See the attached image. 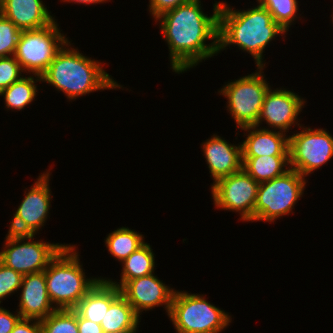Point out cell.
Here are the masks:
<instances>
[{
    "mask_svg": "<svg viewBox=\"0 0 333 333\" xmlns=\"http://www.w3.org/2000/svg\"><path fill=\"white\" fill-rule=\"evenodd\" d=\"M220 6L221 2L215 1L213 13L208 16L202 10L201 0H192L154 20L168 44L173 72L185 73L217 56ZM208 40L211 43L206 44Z\"/></svg>",
    "mask_w": 333,
    "mask_h": 333,
    "instance_id": "cell-1",
    "label": "cell"
},
{
    "mask_svg": "<svg viewBox=\"0 0 333 333\" xmlns=\"http://www.w3.org/2000/svg\"><path fill=\"white\" fill-rule=\"evenodd\" d=\"M247 10L233 9L226 1L219 9L218 51L230 46L249 53L256 67H265L263 56L267 45L287 32L277 24L272 15L259 3ZM230 6V7H229Z\"/></svg>",
    "mask_w": 333,
    "mask_h": 333,
    "instance_id": "cell-2",
    "label": "cell"
},
{
    "mask_svg": "<svg viewBox=\"0 0 333 333\" xmlns=\"http://www.w3.org/2000/svg\"><path fill=\"white\" fill-rule=\"evenodd\" d=\"M72 45L68 40L57 52L41 75V82L63 92L68 101L98 90H117L123 87L104 70L102 62L91 59Z\"/></svg>",
    "mask_w": 333,
    "mask_h": 333,
    "instance_id": "cell-3",
    "label": "cell"
},
{
    "mask_svg": "<svg viewBox=\"0 0 333 333\" xmlns=\"http://www.w3.org/2000/svg\"><path fill=\"white\" fill-rule=\"evenodd\" d=\"M75 245H65L45 272L48 297L57 309H74L103 277H87ZM87 277V278H86Z\"/></svg>",
    "mask_w": 333,
    "mask_h": 333,
    "instance_id": "cell-4",
    "label": "cell"
},
{
    "mask_svg": "<svg viewBox=\"0 0 333 333\" xmlns=\"http://www.w3.org/2000/svg\"><path fill=\"white\" fill-rule=\"evenodd\" d=\"M176 333H220L232 321L229 312L208 302L205 295L175 290L168 314Z\"/></svg>",
    "mask_w": 333,
    "mask_h": 333,
    "instance_id": "cell-5",
    "label": "cell"
},
{
    "mask_svg": "<svg viewBox=\"0 0 333 333\" xmlns=\"http://www.w3.org/2000/svg\"><path fill=\"white\" fill-rule=\"evenodd\" d=\"M306 178L294 169L283 175L259 183L255 203V221L274 223L285 215L293 214L294 205L303 196Z\"/></svg>",
    "mask_w": 333,
    "mask_h": 333,
    "instance_id": "cell-6",
    "label": "cell"
},
{
    "mask_svg": "<svg viewBox=\"0 0 333 333\" xmlns=\"http://www.w3.org/2000/svg\"><path fill=\"white\" fill-rule=\"evenodd\" d=\"M263 70L264 67H257L256 72L228 81L218 90L219 95L227 98L226 110L237 129L257 124L265 95L271 87Z\"/></svg>",
    "mask_w": 333,
    "mask_h": 333,
    "instance_id": "cell-7",
    "label": "cell"
},
{
    "mask_svg": "<svg viewBox=\"0 0 333 333\" xmlns=\"http://www.w3.org/2000/svg\"><path fill=\"white\" fill-rule=\"evenodd\" d=\"M56 19L48 26L21 32L14 54L23 73L41 76L69 40Z\"/></svg>",
    "mask_w": 333,
    "mask_h": 333,
    "instance_id": "cell-8",
    "label": "cell"
},
{
    "mask_svg": "<svg viewBox=\"0 0 333 333\" xmlns=\"http://www.w3.org/2000/svg\"><path fill=\"white\" fill-rule=\"evenodd\" d=\"M35 235L8 232L0 250V261L21 275L44 271L50 261L67 245L35 240Z\"/></svg>",
    "mask_w": 333,
    "mask_h": 333,
    "instance_id": "cell-9",
    "label": "cell"
},
{
    "mask_svg": "<svg viewBox=\"0 0 333 333\" xmlns=\"http://www.w3.org/2000/svg\"><path fill=\"white\" fill-rule=\"evenodd\" d=\"M302 126L289 135V166L306 178L333 158V137L326 129Z\"/></svg>",
    "mask_w": 333,
    "mask_h": 333,
    "instance_id": "cell-10",
    "label": "cell"
},
{
    "mask_svg": "<svg viewBox=\"0 0 333 333\" xmlns=\"http://www.w3.org/2000/svg\"><path fill=\"white\" fill-rule=\"evenodd\" d=\"M259 183L245 170L211 184L213 204L217 209L240 214V221L255 222V203Z\"/></svg>",
    "mask_w": 333,
    "mask_h": 333,
    "instance_id": "cell-11",
    "label": "cell"
},
{
    "mask_svg": "<svg viewBox=\"0 0 333 333\" xmlns=\"http://www.w3.org/2000/svg\"><path fill=\"white\" fill-rule=\"evenodd\" d=\"M51 168L40 174L30 189L25 188L22 202L13 213L8 232L14 234H39L47 222L51 208Z\"/></svg>",
    "mask_w": 333,
    "mask_h": 333,
    "instance_id": "cell-12",
    "label": "cell"
},
{
    "mask_svg": "<svg viewBox=\"0 0 333 333\" xmlns=\"http://www.w3.org/2000/svg\"><path fill=\"white\" fill-rule=\"evenodd\" d=\"M269 88L267 91L256 126L278 130L284 133L292 130V126L300 127L298 115L305 107L306 99L298 93L285 88ZM263 122L268 126H261Z\"/></svg>",
    "mask_w": 333,
    "mask_h": 333,
    "instance_id": "cell-13",
    "label": "cell"
},
{
    "mask_svg": "<svg viewBox=\"0 0 333 333\" xmlns=\"http://www.w3.org/2000/svg\"><path fill=\"white\" fill-rule=\"evenodd\" d=\"M120 290L139 316L143 311L153 310L158 306H164L168 316L175 292L174 288L166 285L155 273L129 280Z\"/></svg>",
    "mask_w": 333,
    "mask_h": 333,
    "instance_id": "cell-14",
    "label": "cell"
},
{
    "mask_svg": "<svg viewBox=\"0 0 333 333\" xmlns=\"http://www.w3.org/2000/svg\"><path fill=\"white\" fill-rule=\"evenodd\" d=\"M239 143L229 144V141L217 134L202 142L201 148L213 179L212 184L243 169L241 142Z\"/></svg>",
    "mask_w": 333,
    "mask_h": 333,
    "instance_id": "cell-15",
    "label": "cell"
},
{
    "mask_svg": "<svg viewBox=\"0 0 333 333\" xmlns=\"http://www.w3.org/2000/svg\"><path fill=\"white\" fill-rule=\"evenodd\" d=\"M20 289L21 318L42 320L56 310L48 297L44 271L24 275Z\"/></svg>",
    "mask_w": 333,
    "mask_h": 333,
    "instance_id": "cell-16",
    "label": "cell"
},
{
    "mask_svg": "<svg viewBox=\"0 0 333 333\" xmlns=\"http://www.w3.org/2000/svg\"><path fill=\"white\" fill-rule=\"evenodd\" d=\"M239 129L243 130L246 136L241 142L242 158L289 156V135L286 133L256 125Z\"/></svg>",
    "mask_w": 333,
    "mask_h": 333,
    "instance_id": "cell-17",
    "label": "cell"
},
{
    "mask_svg": "<svg viewBox=\"0 0 333 333\" xmlns=\"http://www.w3.org/2000/svg\"><path fill=\"white\" fill-rule=\"evenodd\" d=\"M0 13L21 31L40 29L55 20L43 0H0Z\"/></svg>",
    "mask_w": 333,
    "mask_h": 333,
    "instance_id": "cell-18",
    "label": "cell"
},
{
    "mask_svg": "<svg viewBox=\"0 0 333 333\" xmlns=\"http://www.w3.org/2000/svg\"><path fill=\"white\" fill-rule=\"evenodd\" d=\"M121 294V290L107 279L101 278L80 300L74 310L83 318L101 324L110 304Z\"/></svg>",
    "mask_w": 333,
    "mask_h": 333,
    "instance_id": "cell-19",
    "label": "cell"
},
{
    "mask_svg": "<svg viewBox=\"0 0 333 333\" xmlns=\"http://www.w3.org/2000/svg\"><path fill=\"white\" fill-rule=\"evenodd\" d=\"M139 316L126 298L120 294L109 306L101 327L104 333H136L139 328Z\"/></svg>",
    "mask_w": 333,
    "mask_h": 333,
    "instance_id": "cell-20",
    "label": "cell"
},
{
    "mask_svg": "<svg viewBox=\"0 0 333 333\" xmlns=\"http://www.w3.org/2000/svg\"><path fill=\"white\" fill-rule=\"evenodd\" d=\"M120 282L106 278L112 285L121 289L129 280L151 275L155 272V256L149 243L145 242L135 252L121 262Z\"/></svg>",
    "mask_w": 333,
    "mask_h": 333,
    "instance_id": "cell-21",
    "label": "cell"
},
{
    "mask_svg": "<svg viewBox=\"0 0 333 333\" xmlns=\"http://www.w3.org/2000/svg\"><path fill=\"white\" fill-rule=\"evenodd\" d=\"M242 160L243 170L258 183L279 177L290 169L289 156H262Z\"/></svg>",
    "mask_w": 333,
    "mask_h": 333,
    "instance_id": "cell-22",
    "label": "cell"
},
{
    "mask_svg": "<svg viewBox=\"0 0 333 333\" xmlns=\"http://www.w3.org/2000/svg\"><path fill=\"white\" fill-rule=\"evenodd\" d=\"M37 82H41V76L39 75L22 76L18 81L0 92V96H3L5 102V108L20 111L30 105L38 93Z\"/></svg>",
    "mask_w": 333,
    "mask_h": 333,
    "instance_id": "cell-23",
    "label": "cell"
},
{
    "mask_svg": "<svg viewBox=\"0 0 333 333\" xmlns=\"http://www.w3.org/2000/svg\"><path fill=\"white\" fill-rule=\"evenodd\" d=\"M106 236L104 243L108 252L120 263L145 243L144 235L123 226Z\"/></svg>",
    "mask_w": 333,
    "mask_h": 333,
    "instance_id": "cell-24",
    "label": "cell"
},
{
    "mask_svg": "<svg viewBox=\"0 0 333 333\" xmlns=\"http://www.w3.org/2000/svg\"><path fill=\"white\" fill-rule=\"evenodd\" d=\"M256 2L264 7L286 32L300 17L297 13L299 11L297 0H256Z\"/></svg>",
    "mask_w": 333,
    "mask_h": 333,
    "instance_id": "cell-25",
    "label": "cell"
},
{
    "mask_svg": "<svg viewBox=\"0 0 333 333\" xmlns=\"http://www.w3.org/2000/svg\"><path fill=\"white\" fill-rule=\"evenodd\" d=\"M40 322L41 333H78L74 309H57Z\"/></svg>",
    "mask_w": 333,
    "mask_h": 333,
    "instance_id": "cell-26",
    "label": "cell"
},
{
    "mask_svg": "<svg viewBox=\"0 0 333 333\" xmlns=\"http://www.w3.org/2000/svg\"><path fill=\"white\" fill-rule=\"evenodd\" d=\"M21 32L12 21L0 13V57L15 54Z\"/></svg>",
    "mask_w": 333,
    "mask_h": 333,
    "instance_id": "cell-27",
    "label": "cell"
},
{
    "mask_svg": "<svg viewBox=\"0 0 333 333\" xmlns=\"http://www.w3.org/2000/svg\"><path fill=\"white\" fill-rule=\"evenodd\" d=\"M22 277L23 275L0 261V304L6 297L15 294L20 289Z\"/></svg>",
    "mask_w": 333,
    "mask_h": 333,
    "instance_id": "cell-28",
    "label": "cell"
},
{
    "mask_svg": "<svg viewBox=\"0 0 333 333\" xmlns=\"http://www.w3.org/2000/svg\"><path fill=\"white\" fill-rule=\"evenodd\" d=\"M22 72L23 70L14 55L0 57V92L24 76Z\"/></svg>",
    "mask_w": 333,
    "mask_h": 333,
    "instance_id": "cell-29",
    "label": "cell"
},
{
    "mask_svg": "<svg viewBox=\"0 0 333 333\" xmlns=\"http://www.w3.org/2000/svg\"><path fill=\"white\" fill-rule=\"evenodd\" d=\"M192 0H149L148 10L152 18L157 19L164 13Z\"/></svg>",
    "mask_w": 333,
    "mask_h": 333,
    "instance_id": "cell-30",
    "label": "cell"
},
{
    "mask_svg": "<svg viewBox=\"0 0 333 333\" xmlns=\"http://www.w3.org/2000/svg\"><path fill=\"white\" fill-rule=\"evenodd\" d=\"M16 313L10 312V310L0 306V333H11L17 322L21 319L18 311Z\"/></svg>",
    "mask_w": 333,
    "mask_h": 333,
    "instance_id": "cell-31",
    "label": "cell"
},
{
    "mask_svg": "<svg viewBox=\"0 0 333 333\" xmlns=\"http://www.w3.org/2000/svg\"><path fill=\"white\" fill-rule=\"evenodd\" d=\"M11 333H41V322L37 319L21 318Z\"/></svg>",
    "mask_w": 333,
    "mask_h": 333,
    "instance_id": "cell-32",
    "label": "cell"
},
{
    "mask_svg": "<svg viewBox=\"0 0 333 333\" xmlns=\"http://www.w3.org/2000/svg\"><path fill=\"white\" fill-rule=\"evenodd\" d=\"M78 333H104L100 324L81 317L77 313Z\"/></svg>",
    "mask_w": 333,
    "mask_h": 333,
    "instance_id": "cell-33",
    "label": "cell"
},
{
    "mask_svg": "<svg viewBox=\"0 0 333 333\" xmlns=\"http://www.w3.org/2000/svg\"><path fill=\"white\" fill-rule=\"evenodd\" d=\"M62 2H69V3H78V4H83V5H94V4H100V3H106V2H108V1H110V0H61Z\"/></svg>",
    "mask_w": 333,
    "mask_h": 333,
    "instance_id": "cell-34",
    "label": "cell"
}]
</instances>
